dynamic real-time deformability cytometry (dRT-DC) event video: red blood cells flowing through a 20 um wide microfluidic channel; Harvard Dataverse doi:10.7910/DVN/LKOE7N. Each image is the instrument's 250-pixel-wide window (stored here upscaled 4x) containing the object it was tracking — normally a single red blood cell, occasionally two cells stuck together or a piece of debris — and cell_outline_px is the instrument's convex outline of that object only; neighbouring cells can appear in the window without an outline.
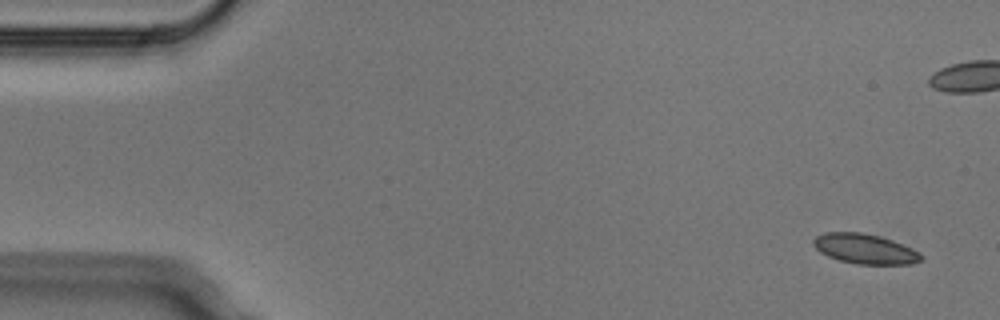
{"species": "Egyptian fruit bat (a non-hibernating species)", "species_latin": "Rousettus aegyptiacus", "temperature_condition": "cold", "stored_images_in_passage": 6, "camera_frame_rate_fps": 3000, "um_per_image_px": 0.085, "animal": {"sex": "male"}, "frame": {"image": 1, "passage_image": 1, "time_ms": 0.0, "image_size_px": [1000, 320], "cell_outline_px": [[924, 260], [912, 264], [856, 264], [840, 260], [828, 256], [820, 252], [812, 244], [812, 240], [816, 236], [824, 232], [860, 232], [880, 236], [892, 240], [912, 248], [924, 256]], "centroid_in_image_um": [73.53, 21.15], "position_along_channel_um": 11.5, "area_um2": 18.9}}